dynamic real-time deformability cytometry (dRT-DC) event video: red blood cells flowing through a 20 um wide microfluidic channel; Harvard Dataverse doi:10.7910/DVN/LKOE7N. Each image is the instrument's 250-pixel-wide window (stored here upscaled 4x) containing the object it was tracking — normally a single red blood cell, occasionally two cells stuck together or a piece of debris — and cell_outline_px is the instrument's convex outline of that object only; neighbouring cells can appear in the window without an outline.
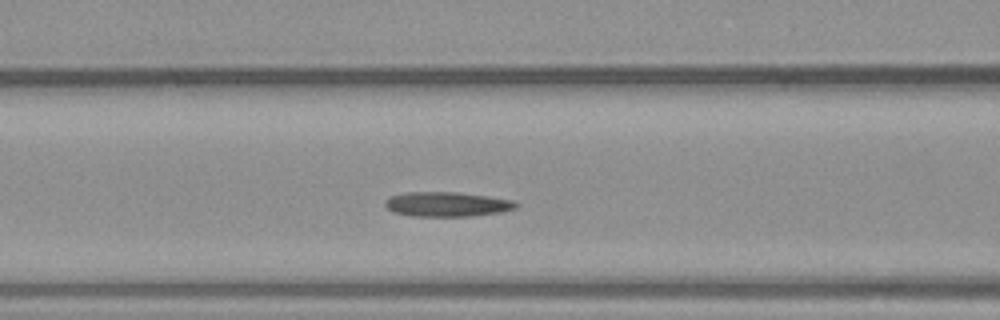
{"species": "common noctule bat (a hibernating species)", "species_latin": "Nyctalus noctula", "temperature_condition": "warm", "stored_images_in_passage": 41, "camera_frame_rate_fps": 3000, "um_per_image_px": 0.085, "animal": {"sex": "male", "body_mass_g": 23.1, "forearm_length_mm": 52.7}, "frame": {"image": 1, "passage_image": 15, "time_ms": 4.667, "image_size_px": [1000, 320], "cell_outline_px": [[520, 204], [516, 208], [500, 212], [472, 216], [412, 216], [392, 212], [384, 204], [384, 200], [388, 196], [404, 192], [456, 192], [488, 196], [516, 200]], "centroid_in_image_um": [37.99, 17.35], "position_along_channel_um": 128.6, "area_um2": 19.07}}
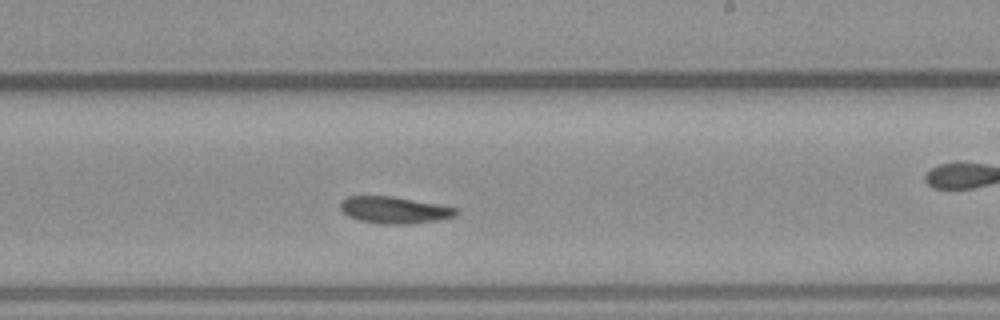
{"frame": {"image": 2, "passage_image": 23, "time_ms": 7.333, "image_size_px": [1000, 320], "cell_outline_px": [[460, 212], [456, 216], [436, 220], [404, 224], [380, 224], [360, 220], [348, 216], [340, 208], [340, 200], [348, 196], [392, 196], [436, 204], [456, 208]], "centroid_in_image_um": [33.49, 17.85], "position_along_channel_um": 255.5, "area_um2": 17.92}}
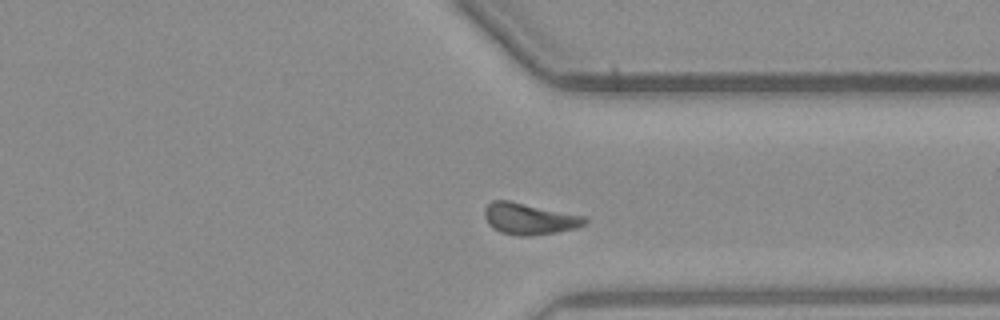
{"frame": {"image": 3, "passage_image": 30, "time_ms": 9.667, "image_size_px": [1000, 320], "cell_outline_px": [[588, 220], [584, 224], [576, 228], [556, 232], [524, 236], [520, 236], [500, 232], [492, 228], [488, 224], [484, 216], [484, 208], [492, 200], [508, 200], [588, 216]], "centroid_in_image_um": [44.99, 18.58], "position_along_channel_um": 366.4, "area_um2": 18.5}}